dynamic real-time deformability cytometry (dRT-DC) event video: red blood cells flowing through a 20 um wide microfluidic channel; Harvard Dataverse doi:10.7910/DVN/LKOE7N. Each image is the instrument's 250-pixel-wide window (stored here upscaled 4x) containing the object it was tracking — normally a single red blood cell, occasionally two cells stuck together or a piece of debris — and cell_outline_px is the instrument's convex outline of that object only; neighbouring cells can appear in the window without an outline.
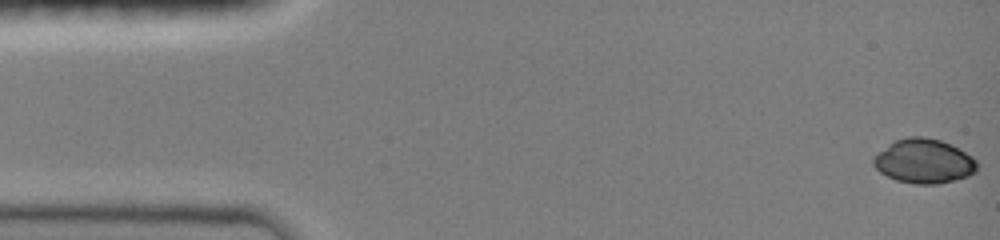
{"species": "common noctule bat (a hibernating species)", "species_latin": "Nyctalus noctula", "temperature_condition": "room temperature", "stored_images_in_passage": 47, "camera_frame_rate_fps": 3000, "um_per_image_px": 0.085, "animal": {"sex": "female", "body_mass_g": 19.0, "forearm_length_mm": 51.5}, "frame": {"image": 1, "passage_image": 1, "time_ms": 0.0, "image_size_px": [1000, 240], "cell_outline_px": [[976, 172], [968, 176], [956, 180], [936, 184], [916, 184], [896, 180], [880, 172], [872, 164], [872, 160], [888, 144], [896, 140], [908, 136], [924, 136], [940, 140], [952, 144], [972, 156], [976, 160]], "centroid_in_image_um": [78.55, 13.69], "position_along_channel_um": 6.4, "area_um2": 26.76}}
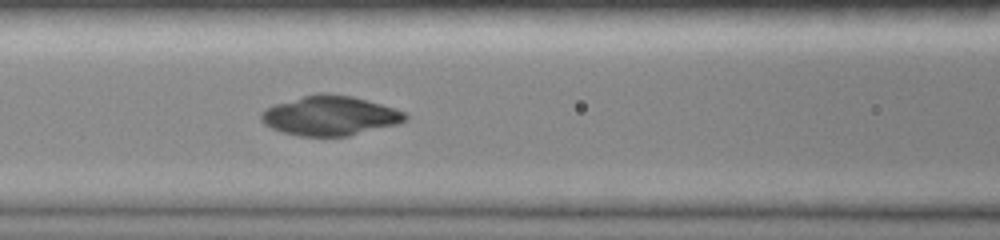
{"frame": {"image": 2, "passage_image": 20, "time_ms": 6.333, "image_size_px": [1000, 240], "cell_outline_px": [[408, 120], [396, 124], [348, 136], [300, 136], [284, 132], [272, 128], [264, 124], [260, 120], [260, 112], [264, 108], [272, 104], [320, 92], [324, 92], [352, 96], [396, 108], [404, 112], [408, 116]], "centroid_in_image_um": [28.02, 9.82], "position_along_channel_um": 138.6, "area_um2": 33.35}}
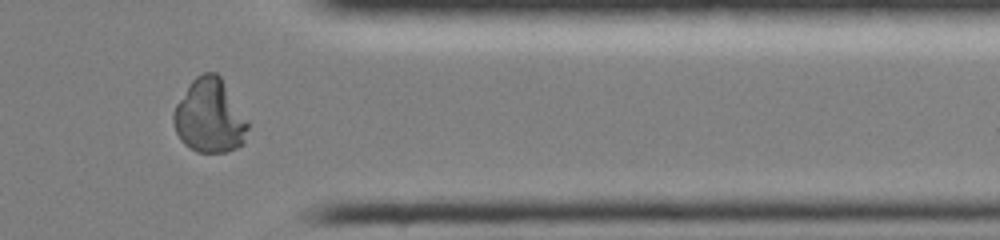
{"frame": {"image": 3, "passage_image": 39, "time_ms": 12.667, "image_size_px": [1000, 240], "cell_outline_px": [[248, 128], [244, 144], [236, 148], [224, 152], [196, 152], [184, 144], [180, 140], [176, 132], [172, 120], [172, 116], [176, 104], [192, 80], [196, 76], [204, 72], [216, 72], [220, 76], [248, 120]], "centroid_in_image_um": [17.81, 9.88], "position_along_channel_um": 393.6, "area_um2": 32.08}}